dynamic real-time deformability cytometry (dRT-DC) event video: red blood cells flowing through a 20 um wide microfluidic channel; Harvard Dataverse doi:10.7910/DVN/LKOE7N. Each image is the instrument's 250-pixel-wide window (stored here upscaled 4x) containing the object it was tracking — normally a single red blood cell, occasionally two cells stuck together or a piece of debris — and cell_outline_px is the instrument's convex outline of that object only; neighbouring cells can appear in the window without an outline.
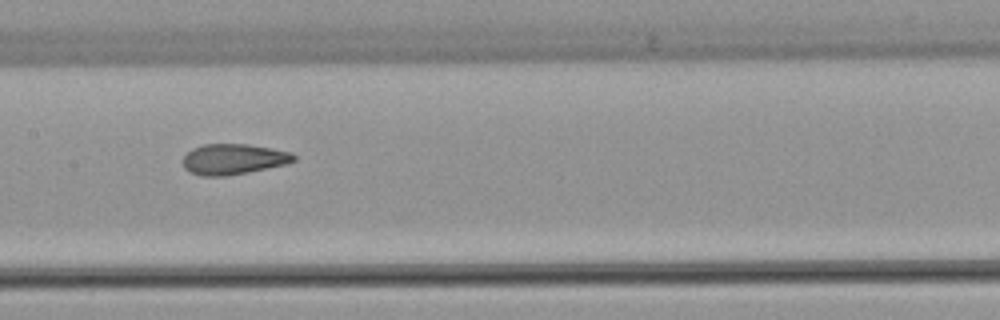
{"species": "common noctule bat (a hibernating species)", "species_latin": "Nyctalus noctula", "temperature_condition": "warm", "stored_images_in_passage": 37, "camera_frame_rate_fps": 3000, "um_per_image_px": 0.085, "animal": {"sex": "female", "body_mass_g": 22.7, "forearm_length_mm": 54.2}, "frame": {"image": 1, "passage_image": 11, "time_ms": 3.333, "image_size_px": [1000, 320], "cell_outline_px": [[296, 160], [288, 164], [228, 176], [200, 176], [184, 168], [180, 160], [192, 148], [204, 144], [248, 144], [272, 148], [292, 152], [296, 156]], "centroid_in_image_um": [19.85, 13.53], "position_along_channel_um": 187.6, "area_um2": 20.06}, "authors_computed_cell_mechanics": {"area_um2": 20.23, "velocity_mm_per_s": 3.9549, "shape_relaxation_time_tau1_ms": 11.3355, "shape_relaxation_time_tau2_ms": 1.6908, "deformation_change_tau1": 0.2591, "deformation_change_tau2": 0.0872}}